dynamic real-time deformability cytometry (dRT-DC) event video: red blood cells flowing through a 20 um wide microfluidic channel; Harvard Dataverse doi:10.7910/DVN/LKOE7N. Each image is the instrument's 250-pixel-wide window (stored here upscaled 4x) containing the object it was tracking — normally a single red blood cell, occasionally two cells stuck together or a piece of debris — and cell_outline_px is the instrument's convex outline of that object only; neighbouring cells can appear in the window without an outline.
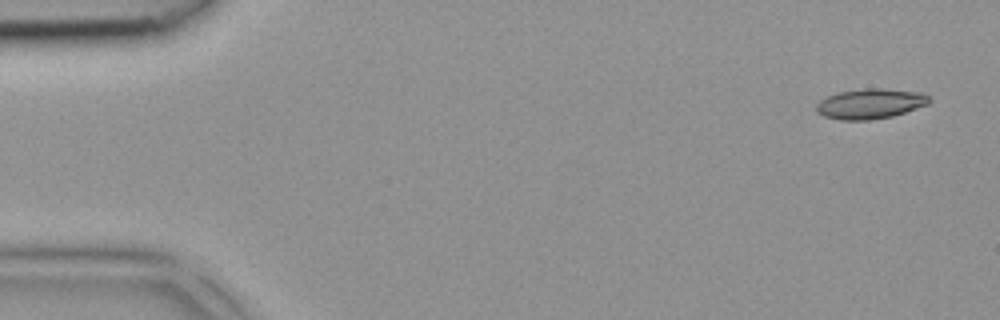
{"species": "common noctule bat (a hibernating species)", "species_latin": "Nyctalus noctula", "temperature_condition": "room temperature", "stored_images_in_passage": 4, "camera_frame_rate_fps": 3000, "um_per_image_px": 0.085, "animal": {"sex": "female", "body_mass_g": 18.4}, "frame": {"image": 1, "passage_image": 1, "time_ms": 0.0, "image_size_px": [1000, 320], "cell_outline_px": [[932, 100], [928, 104], [892, 116], [872, 120], [840, 120], [824, 116], [816, 112], [816, 104], [820, 100], [836, 92], [868, 88], [880, 88], [924, 92]], "centroid_in_image_um": [73.97, 8.81], "position_along_channel_um": 11.0, "area_um2": 19.94}}
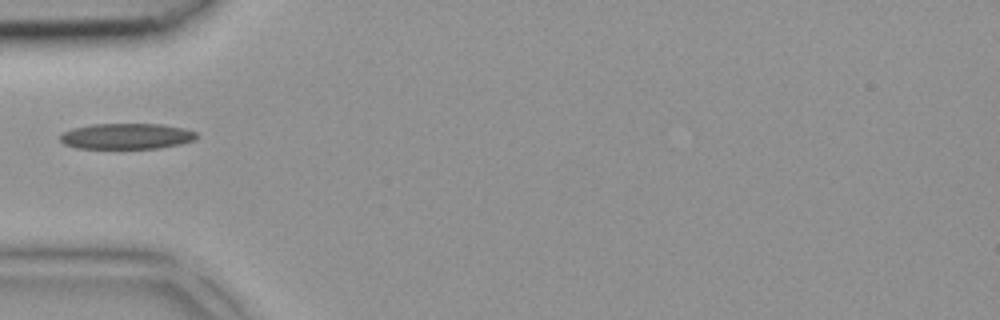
{"frame": {"image": 2, "passage_image": 4, "time_ms": 1.0, "image_size_px": [1000, 320], "cell_outline_px": [[196, 140], [180, 144], [156, 148], [76, 148], [64, 144], [60, 140], [60, 132], [72, 128], [92, 124], [160, 124], [184, 128], [196, 132]], "centroid_in_image_um": [10.72, 11.57], "position_along_channel_um": 74.3, "area_um2": 20.52}}